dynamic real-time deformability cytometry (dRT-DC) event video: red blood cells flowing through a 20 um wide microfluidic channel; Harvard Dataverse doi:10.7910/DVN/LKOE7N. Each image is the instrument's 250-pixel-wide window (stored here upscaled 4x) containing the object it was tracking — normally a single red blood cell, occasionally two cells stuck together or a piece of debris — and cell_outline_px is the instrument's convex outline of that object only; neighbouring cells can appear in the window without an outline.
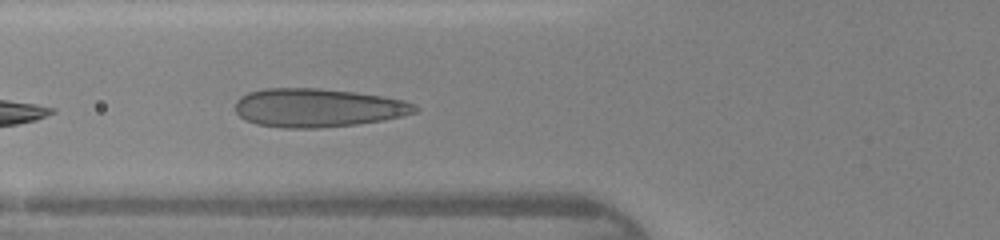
{"species": "human", "species_latin": "Homo sapiens", "temperature_condition": "warm", "stored_images_in_passage": 31, "camera_frame_rate_fps": 3000, "um_per_image_px": 0.085, "donor": {"sex": "female"}, "frame": {"image": 1, "passage_image": 3, "time_ms": 0.667, "image_size_px": [1000, 240], "cell_outline_px": [[420, 108], [416, 112], [384, 120], [356, 124], [320, 128], [284, 128], [256, 124], [244, 120], [236, 112], [236, 100], [240, 96], [248, 92], [264, 88], [320, 88], [356, 92], [404, 100], [416, 104]], "centroid_in_image_um": [27.0, 9.16], "position_along_channel_um": 98.8, "area_um2": 40.63}}
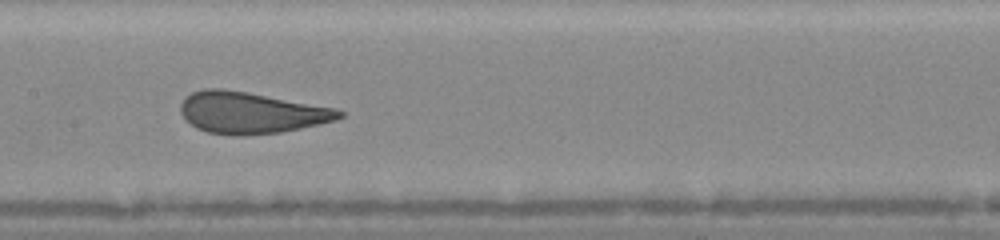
{"frame": {"image": 2, "passage_image": 9, "time_ms": 2.667, "image_size_px": [1000, 240], "cell_outline_px": [[344, 116], [336, 120], [300, 128], [280, 132], [240, 136], [232, 136], [208, 132], [196, 128], [184, 120], [180, 112], [180, 104], [192, 92], [204, 88], [220, 88], [248, 92], [336, 108], [344, 112]], "centroid_in_image_um": [21.31, 9.58], "position_along_channel_um": 186.1, "area_um2": 38.44}}
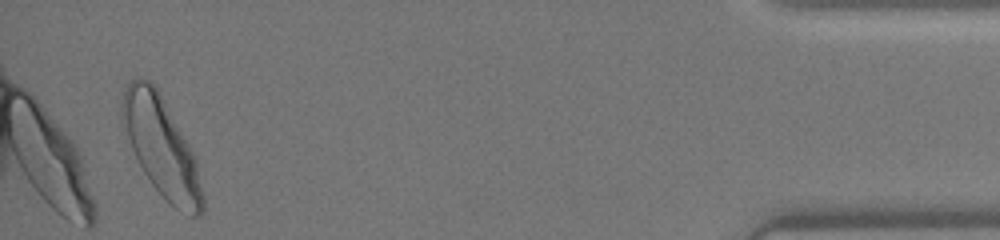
{"frame": {"image": 3, "passage_image": 30, "time_ms": 9.667, "image_size_px": [1000, 240], "cell_outline_px": [[204, 212], [200, 216], [188, 216], [180, 212], [152, 184], [144, 172], [132, 148], [120, 116], [124, 92], [128, 84], [136, 76], [152, 80], [160, 92], [188, 144], [196, 160], [204, 196]], "centroid_in_image_um": [13.74, 12.48], "position_along_channel_um": 421.5, "area_um2": 45.84}, "authors_computed_cell_mechanics": {"area_um2": 38.726, "velocity_mm_per_s": 4.3322, "shape_relaxation_time_tau1_ms": 2.9403, "shape_relaxation_time_tau2_ms": null, "deformation_change_tau1": 0.1385, "deformation_change_tau2": null}}